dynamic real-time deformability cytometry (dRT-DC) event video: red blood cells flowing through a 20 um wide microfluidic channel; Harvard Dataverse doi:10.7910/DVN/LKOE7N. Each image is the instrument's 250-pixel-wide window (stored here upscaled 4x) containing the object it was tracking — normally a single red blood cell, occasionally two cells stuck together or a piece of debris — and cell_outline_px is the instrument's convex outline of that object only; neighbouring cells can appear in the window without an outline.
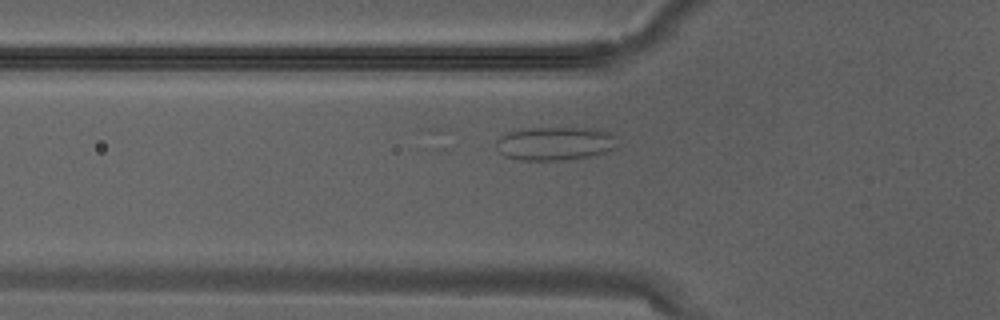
{"species": "Egyptian fruit bat (a non-hibernating species)", "species_latin": "Rousettus aegyptiacus", "temperature_condition": "warm", "stored_images_in_passage": 3, "camera_frame_rate_fps": 3000, "um_per_image_px": 0.085, "animal": {"sex": "male"}, "frame": {"image": 1, "passage_image": 3, "time_ms": 0.667, "image_size_px": [1000, 320], "cell_outline_px": [[612, 148], [604, 152], [588, 156], [564, 160], [520, 160], [504, 156], [496, 148], [496, 140], [500, 136], [508, 132], [520, 128], [584, 128], [608, 132], [612, 136]], "centroid_in_image_um": [47.02, 12.2], "position_along_channel_um": 78.8, "area_um2": 23.18}}